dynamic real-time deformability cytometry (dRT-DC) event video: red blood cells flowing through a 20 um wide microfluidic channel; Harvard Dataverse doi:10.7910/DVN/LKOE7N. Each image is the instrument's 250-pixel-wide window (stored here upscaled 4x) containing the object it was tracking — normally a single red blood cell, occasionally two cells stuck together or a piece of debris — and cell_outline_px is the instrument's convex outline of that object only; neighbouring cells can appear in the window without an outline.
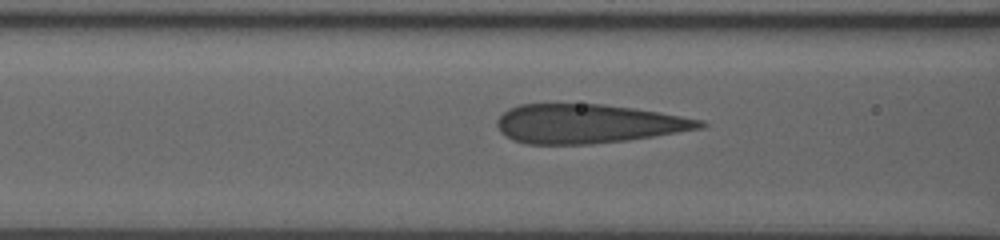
{"species": "human", "species_latin": "Homo sapiens", "temperature_condition": "room temperature", "stored_images_in_passage": 16, "camera_frame_rate_fps": 3000, "um_per_image_px": 0.085, "donor": {"sex": "male"}, "frame": {"image": 1, "passage_image": 7, "time_ms": 2.667, "image_size_px": [1000, 240], "cell_outline_px": [[708, 124], [704, 128], [628, 140], [592, 144], [524, 144], [512, 140], [500, 132], [496, 124], [496, 120], [508, 108], [520, 104], [604, 104], [632, 108], [704, 120]], "centroid_in_image_um": [49.95, 10.52], "position_along_channel_um": 116.7, "area_um2": 46.24}}
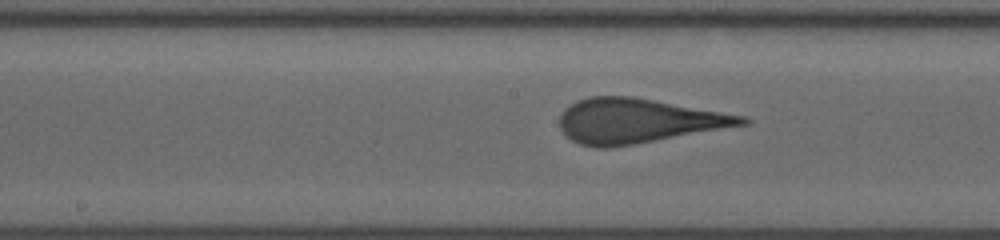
{"frame": {"image": 2, "passage_image": 11, "time_ms": 4.667, "image_size_px": [1000, 240], "cell_outline_px": [[752, 120], [748, 124], [632, 144], [608, 148], [600, 148], [580, 144], [572, 140], [560, 128], [560, 116], [564, 108], [576, 100], [588, 96], [632, 96], [744, 116]], "centroid_in_image_um": [54.17, 10.26], "position_along_channel_um": 194.0, "area_um2": 46.76}}
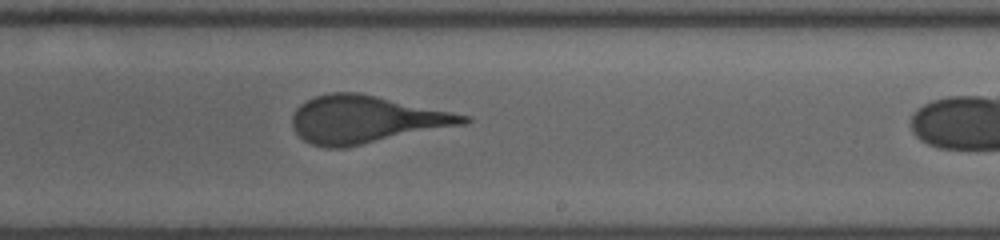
{"frame": {"image": 3, "passage_image": 15, "time_ms": 6.333, "image_size_px": [1000, 240], "cell_outline_px": [[472, 120], [468, 124], [344, 148], [324, 148], [312, 144], [304, 140], [296, 132], [292, 124], [292, 112], [300, 104], [316, 96], [332, 92], [360, 92], [472, 116]], "centroid_in_image_um": [31.14, 10.16], "position_along_channel_um": 257.9, "area_um2": 47.74}}